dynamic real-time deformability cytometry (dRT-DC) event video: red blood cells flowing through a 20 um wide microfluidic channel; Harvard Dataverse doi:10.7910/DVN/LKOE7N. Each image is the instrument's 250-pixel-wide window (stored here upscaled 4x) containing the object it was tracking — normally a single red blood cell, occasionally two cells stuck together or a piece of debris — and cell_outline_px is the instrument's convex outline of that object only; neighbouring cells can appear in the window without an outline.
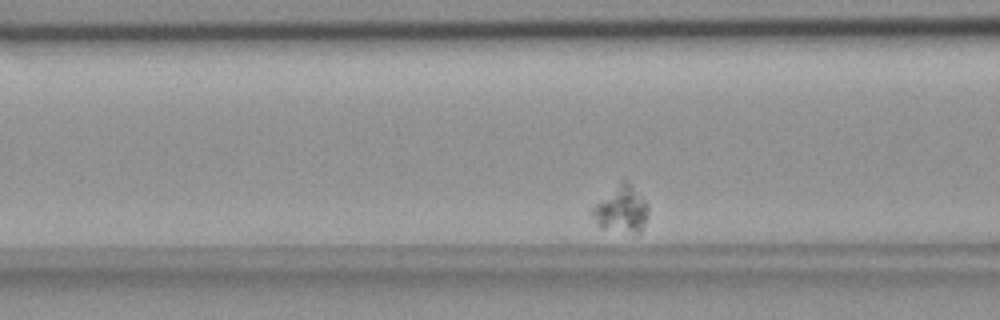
{"species": "common noctule bat (a hibernating species)", "species_latin": "Nyctalus noctula", "temperature_condition": "room temperature", "stored_images_in_passage": 35, "camera_frame_rate_fps": 3000, "um_per_image_px": 0.085, "animal": {"sex": "female", "body_mass_g": 18.4}, "frame": {"image": 1, "passage_image": 8, "time_ms": 2.333, "image_size_px": [1000, 320], "cell_outline_px": [[648, 212], [640, 232], [636, 232], [600, 228], [596, 224], [588, 212], [596, 204], [624, 180], [628, 180], [632, 184], [648, 204]], "centroid_in_image_um": [52.8, 17.8], "position_along_channel_um": 113.8, "area_um2": 14.74}}
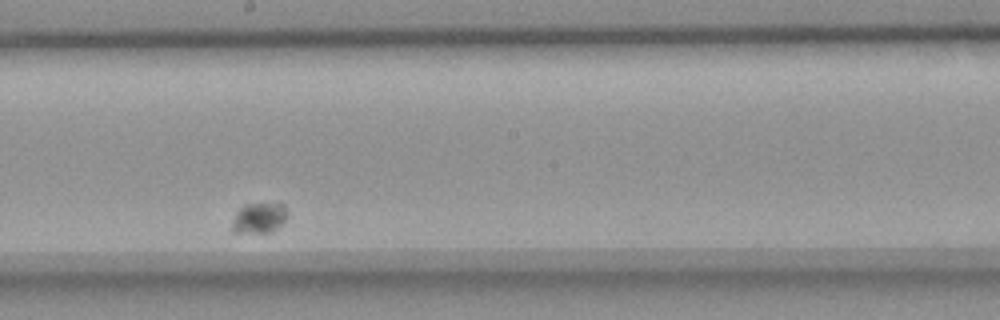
{"frame": {"image": 2, "passage_image": 20, "time_ms": 6.333, "image_size_px": [1000, 320], "cell_outline_px": [[288, 216], [272, 232], [232, 232], [232, 220], [236, 212], [244, 204], [280, 200], [284, 204], [288, 212]], "centroid_in_image_um": [22.06, 18.45], "position_along_channel_um": 226.1, "area_um2": 10.29}}
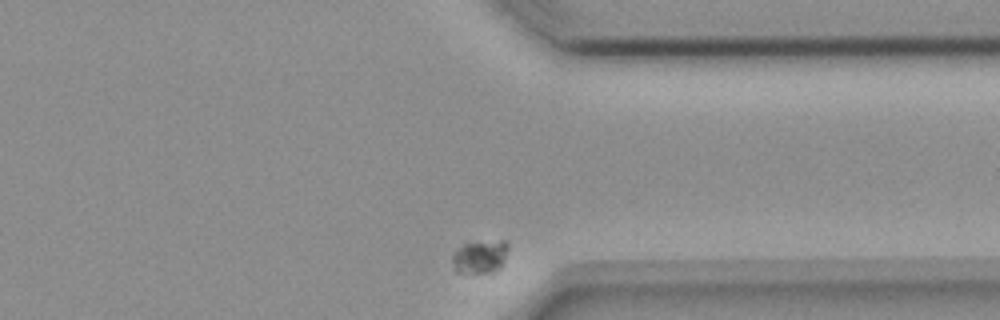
{"frame": {"image": 3, "passage_image": 35, "time_ms": 11.333, "image_size_px": [1000, 320], "cell_outline_px": [[508, 248], [504, 260], [500, 268], [492, 272], [456, 272], [452, 260], [452, 256], [464, 244], [500, 240], [504, 240], [508, 244]], "centroid_in_image_um": [40.84, 21.82], "position_along_channel_um": 370.6, "area_um2": 10.46}}